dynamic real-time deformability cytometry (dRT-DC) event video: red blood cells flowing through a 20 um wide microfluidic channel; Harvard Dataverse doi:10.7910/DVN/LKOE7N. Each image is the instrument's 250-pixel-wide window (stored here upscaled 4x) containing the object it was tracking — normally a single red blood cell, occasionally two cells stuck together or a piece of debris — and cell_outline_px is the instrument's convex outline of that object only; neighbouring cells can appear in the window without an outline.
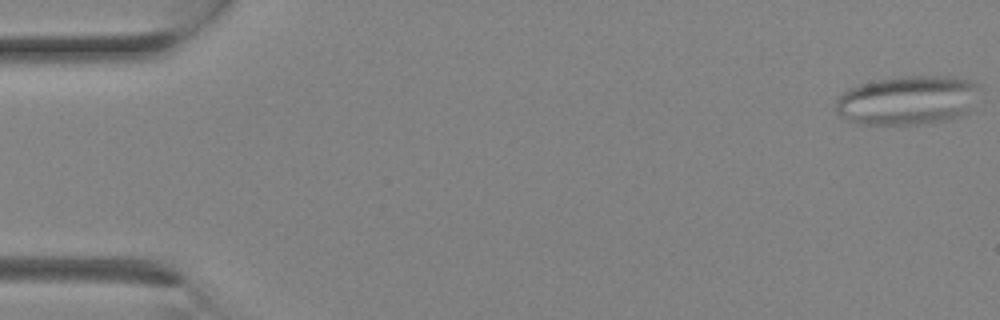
{"species": "Egyptian fruit bat (a non-hibernating species)", "species_latin": "Rousettus aegyptiacus", "temperature_condition": "room temperature", "stored_images_in_passage": 13, "camera_frame_rate_fps": 3000, "um_per_image_px": 0.085, "animal": {"sex": "female"}, "frame": {"image": 1, "passage_image": 1, "time_ms": 0.0, "image_size_px": [1000, 320], "cell_outline_px": [[980, 88], [968, 112], [964, 116], [948, 120], [924, 124], [856, 124], [840, 116], [836, 112], [836, 100], [848, 88], [860, 84], [876, 80], [904, 76], [952, 76], [972, 80]], "centroid_in_image_um": [77.16, 8.53], "position_along_channel_um": 7.8, "area_um2": 41.5}}
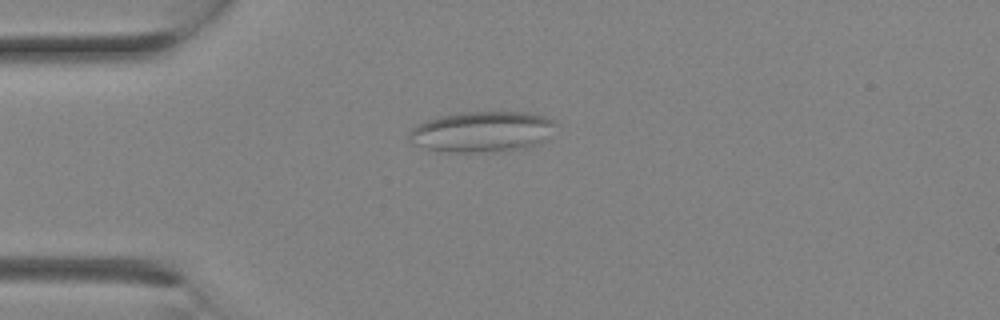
{"frame": {"image": 2, "passage_image": 7, "time_ms": 2.0, "image_size_px": [1000, 320], "cell_outline_px": [[560, 124], [540, 144], [528, 148], [504, 152], [448, 152], [428, 148], [412, 144], [408, 140], [412, 128], [436, 116], [460, 112], [532, 112], [544, 116]], "centroid_in_image_um": [41.05, 11.2], "position_along_channel_um": 44.0, "area_um2": 35.37}}
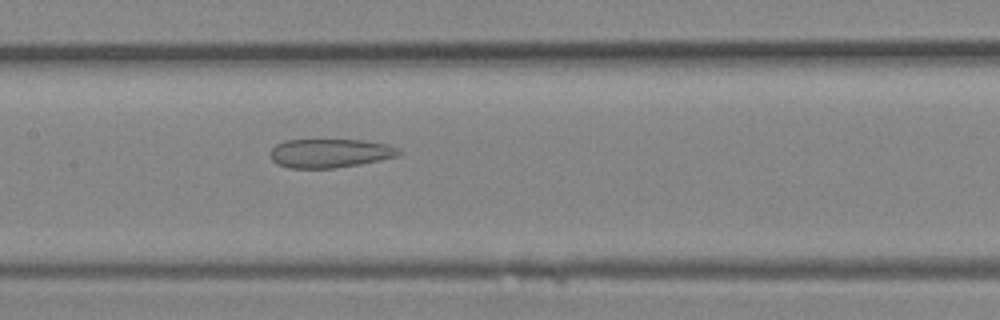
{"frame": {"image": 3, "passage_image": 13, "time_ms": 4.0, "image_size_px": [1000, 320], "cell_outline_px": [[400, 152], [396, 156], [380, 160], [360, 164], [336, 168], [288, 168], [276, 164], [268, 156], [268, 152], [276, 144], [284, 140], [364, 140], [388, 144], [396, 148]], "centroid_in_image_um": [27.97, 13.02], "position_along_channel_um": 179.4, "area_um2": 21.73}}